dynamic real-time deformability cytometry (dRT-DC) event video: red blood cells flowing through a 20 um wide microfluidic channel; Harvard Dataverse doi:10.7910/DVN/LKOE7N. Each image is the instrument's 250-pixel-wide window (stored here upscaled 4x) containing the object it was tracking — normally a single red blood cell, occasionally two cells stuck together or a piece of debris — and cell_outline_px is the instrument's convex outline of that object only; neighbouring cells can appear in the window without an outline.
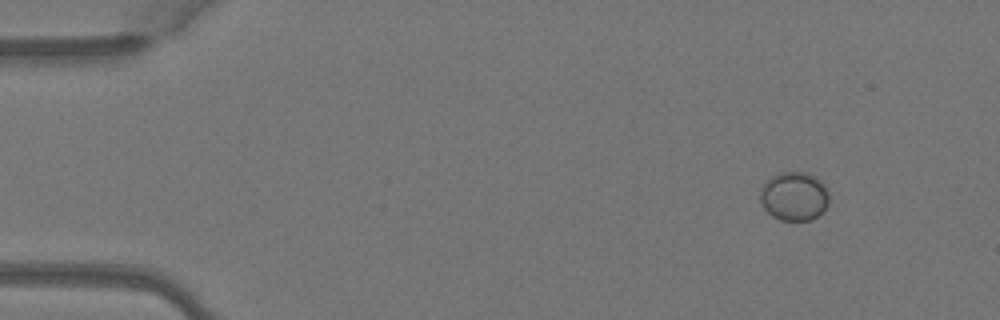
{"species": "Egyptian fruit bat (a non-hibernating species)", "species_latin": "Rousettus aegyptiacus", "temperature_condition": "warm", "stored_images_in_passage": 3, "camera_frame_rate_fps": 3000, "um_per_image_px": 0.085, "animal": {"sex": "female"}, "frame": {"image": 1, "passage_image": 1, "time_ms": 0.0, "image_size_px": [1000, 320], "cell_outline_px": [[828, 204], [812, 220], [780, 220], [772, 216], [764, 208], [760, 200], [760, 188], [772, 176], [780, 172], [808, 172], [816, 176], [828, 188]], "centroid_in_image_um": [67.5, 16.66], "position_along_channel_um": 17.5, "area_um2": 19.65}}
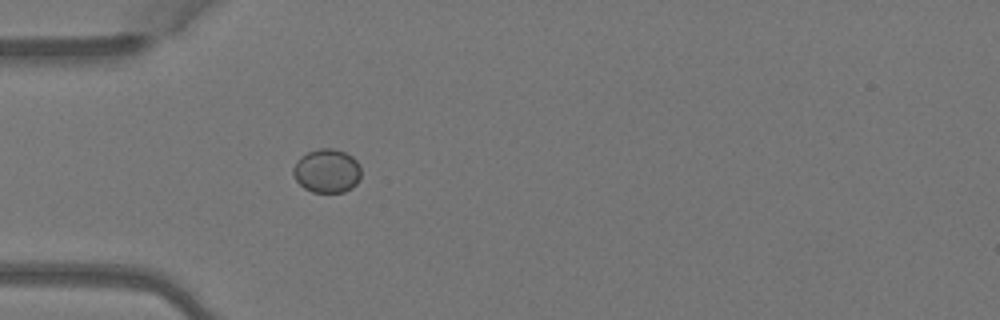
{"frame": {"image": 2, "passage_image": 3, "time_ms": 0.667, "image_size_px": [1000, 320], "cell_outline_px": [[360, 180], [352, 188], [344, 192], [312, 192], [304, 188], [292, 176], [292, 168], [300, 156], [308, 152], [320, 148], [332, 148], [344, 152], [352, 156], [360, 164]], "centroid_in_image_um": [27.78, 14.53], "position_along_channel_um": 57.2, "area_um2": 17.51}}